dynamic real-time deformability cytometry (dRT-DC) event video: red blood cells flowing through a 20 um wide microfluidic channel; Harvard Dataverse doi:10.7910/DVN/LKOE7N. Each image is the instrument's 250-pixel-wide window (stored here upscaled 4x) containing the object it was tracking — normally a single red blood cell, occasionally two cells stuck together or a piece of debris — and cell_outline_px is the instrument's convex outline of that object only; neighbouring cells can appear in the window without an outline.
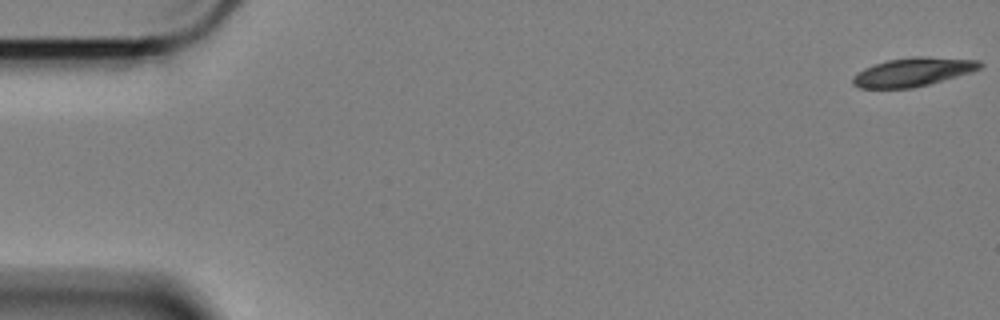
{"species": "Egyptian fruit bat (a non-hibernating species)", "species_latin": "Rousettus aegyptiacus", "temperature_condition": "cold", "stored_images_in_passage": 58, "camera_frame_rate_fps": 3000, "um_per_image_px": 0.085, "animal": {"sex": "female"}, "frame": {"image": 1, "passage_image": 1, "time_ms": 0.0, "image_size_px": [1000, 320], "cell_outline_px": [[984, 64], [980, 68], [968, 72], [928, 84], [912, 88], [860, 88], [852, 84], [852, 76], [856, 72], [864, 68], [888, 60], [912, 56], [920, 56], [980, 60]], "centroid_in_image_um": [77.55, 6.11], "position_along_channel_um": 7.5, "area_um2": 20.98}}
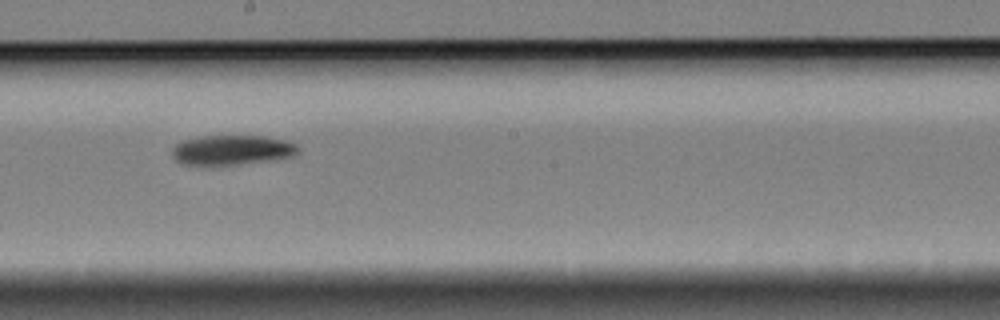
{"frame": {"image": 2, "passage_image": 33, "time_ms": 10.667, "image_size_px": [1000, 320], "cell_outline_px": [[300, 152], [292, 156], [272, 160], [236, 164], [180, 164], [172, 156], [172, 148], [180, 140], [200, 136], [264, 136], [284, 140], [296, 144], [300, 148]], "centroid_in_image_um": [19.71, 12.74], "position_along_channel_um": 228.5, "area_um2": 21.85}}
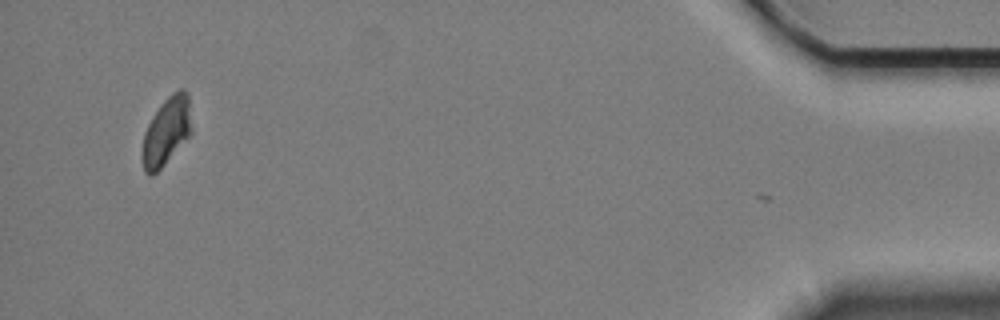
{"frame": {"image": 3, "passage_image": 57, "time_ms": 18.667, "image_size_px": [1000, 320], "cell_outline_px": [[192, 132], [164, 164], [152, 176], [148, 176], [144, 172], [140, 160], [140, 152], [144, 132], [152, 116], [160, 104], [172, 92], [180, 88], [184, 88], [188, 92], [192, 128]], "centroid_in_image_um": [14.11, 11.16], "position_along_channel_um": 421.1, "area_um2": 19.94}, "authors_computed_cell_mechanics": {"area_um2": 21.5305, "velocity_mm_per_s": 3.355, "shape_relaxation_time_tau1_ms": 3.3892, "shape_relaxation_time_tau2_ms": null, "deformation_change_tau1": 0.0985, "deformation_change_tau2": null}}